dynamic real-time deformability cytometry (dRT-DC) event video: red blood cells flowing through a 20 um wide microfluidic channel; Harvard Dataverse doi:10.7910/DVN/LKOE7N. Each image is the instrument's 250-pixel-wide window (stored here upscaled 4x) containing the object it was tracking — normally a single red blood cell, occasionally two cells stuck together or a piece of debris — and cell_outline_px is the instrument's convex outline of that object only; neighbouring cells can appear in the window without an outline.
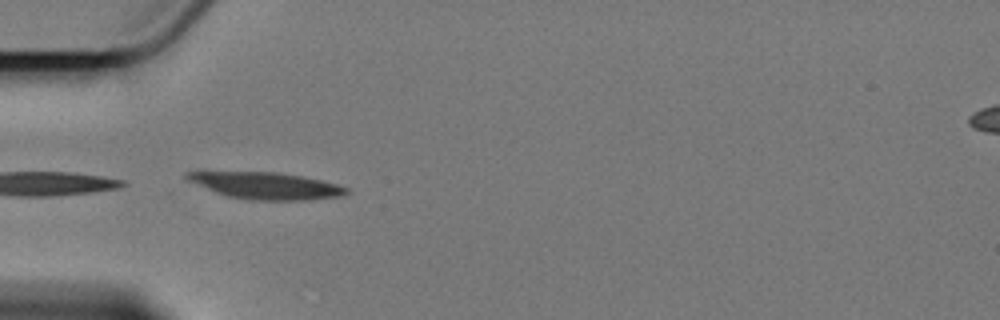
{"species": "Egyptian fruit bat (a non-hibernating species)", "species_latin": "Rousettus aegyptiacus", "temperature_condition": "cold", "stored_images_in_passage": 7, "camera_frame_rate_fps": 3000, "um_per_image_px": 0.085, "animal": {"sex": "female"}, "frame": {"image": 1, "passage_image": 6, "time_ms": 6.667, "image_size_px": [1000, 320], "cell_outline_px": [[352, 192], [344, 196], [308, 200], [252, 200], [224, 196], [184, 180], [184, 172], [280, 172], [304, 176], [352, 188]], "centroid_in_image_um": [22.63, 15.79], "position_along_channel_um": 62.4, "area_um2": 25.43}}